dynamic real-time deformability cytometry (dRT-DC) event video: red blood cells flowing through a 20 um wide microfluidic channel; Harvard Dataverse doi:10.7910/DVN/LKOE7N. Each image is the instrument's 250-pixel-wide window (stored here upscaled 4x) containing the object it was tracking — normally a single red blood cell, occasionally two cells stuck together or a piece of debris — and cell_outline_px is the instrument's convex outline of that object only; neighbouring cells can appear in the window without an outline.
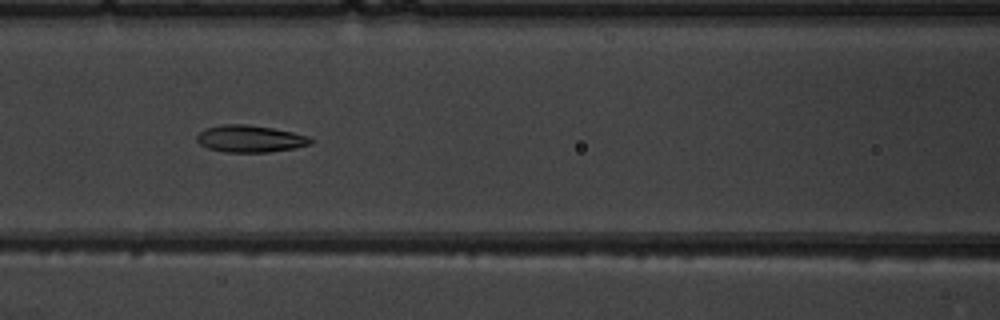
{"species": "common noctule bat (a hibernating species)", "species_latin": "Nyctalus noctula", "temperature_condition": "warm", "stored_images_in_passage": 8, "camera_frame_rate_fps": 3000, "um_per_image_px": 0.085, "animal": {"sex": "male", "body_mass_g": 19.5, "forearm_length_mm": 54.6}, "frame": {"image": 1, "passage_image": 7, "time_ms": 7.667, "image_size_px": [1000, 320], "cell_outline_px": [[316, 140], [312, 144], [296, 148], [268, 152], [224, 152], [208, 148], [200, 144], [196, 140], [196, 136], [204, 128], [224, 124], [248, 124], [272, 128], [292, 132], [308, 136]], "centroid_in_image_um": [21.28, 11.79], "position_along_channel_um": 145.3, "area_um2": 18.09}}
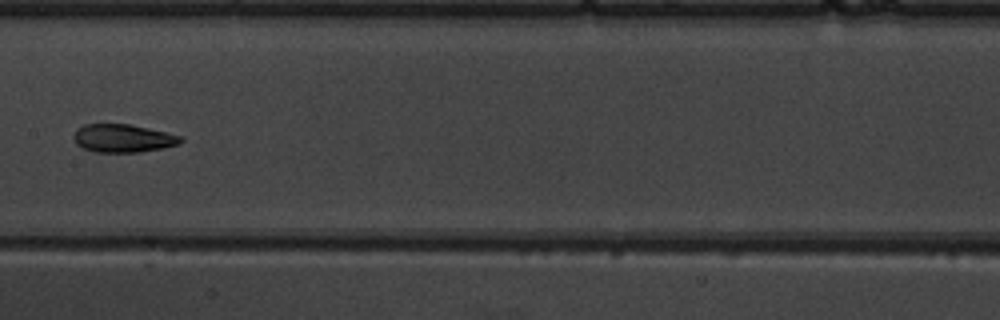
{"frame": {"image": 2, "passage_image": 8, "time_ms": 9.0, "image_size_px": [1000, 320], "cell_outline_px": [[184, 140], [180, 144], [164, 148], [140, 152], [96, 152], [84, 148], [76, 144], [72, 136], [76, 128], [84, 124], [128, 124], [148, 128], [184, 136]], "centroid_in_image_um": [10.47, 11.75], "position_along_channel_um": 196.9, "area_um2": 17.74}}